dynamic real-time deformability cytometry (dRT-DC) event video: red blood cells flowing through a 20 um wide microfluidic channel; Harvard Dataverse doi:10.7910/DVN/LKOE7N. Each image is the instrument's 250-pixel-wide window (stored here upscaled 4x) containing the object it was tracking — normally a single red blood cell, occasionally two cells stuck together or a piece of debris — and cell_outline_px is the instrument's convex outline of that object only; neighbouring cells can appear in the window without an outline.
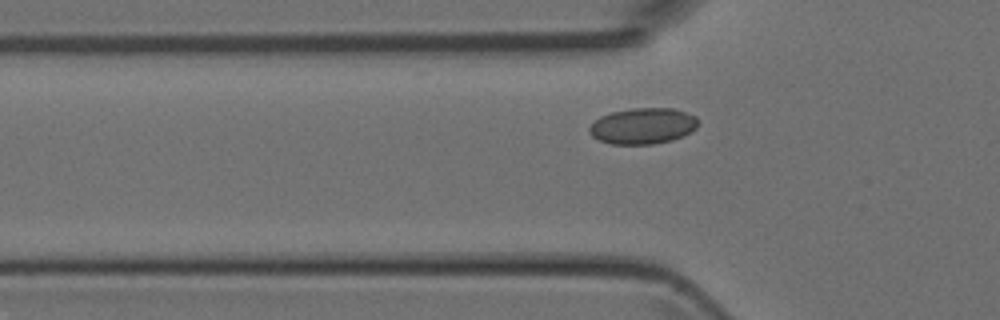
{"species": "Egyptian fruit bat (a non-hibernating species)", "species_latin": "Rousettus aegyptiacus", "temperature_condition": "room temperature", "stored_images_in_passage": 26, "camera_frame_rate_fps": 3000, "um_per_image_px": 0.085, "animal": {"sex": "female"}, "frame": {"image": 1, "passage_image": 2, "time_ms": 0.333, "image_size_px": [1000, 320], "cell_outline_px": [[700, 120], [696, 128], [684, 136], [672, 140], [652, 144], [612, 144], [600, 140], [592, 136], [588, 132], [588, 128], [600, 116], [612, 112], [632, 108], [672, 108], [696, 116]], "centroid_in_image_um": [54.66, 10.7], "position_along_channel_um": 71.1, "area_um2": 22.89}}
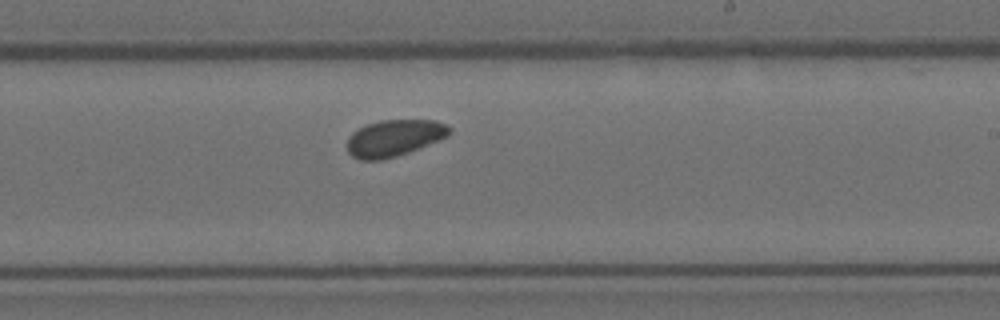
{"frame": {"image": 2, "passage_image": 15, "time_ms": 4.667, "image_size_px": [1000, 320], "cell_outline_px": [[452, 132], [448, 136], [408, 152], [396, 156], [380, 160], [360, 160], [352, 156], [348, 152], [348, 136], [352, 132], [368, 124], [380, 120], [436, 120], [448, 124], [452, 128]], "centroid_in_image_um": [33.53, 11.72], "position_along_channel_um": 255.5, "area_um2": 21.79}}
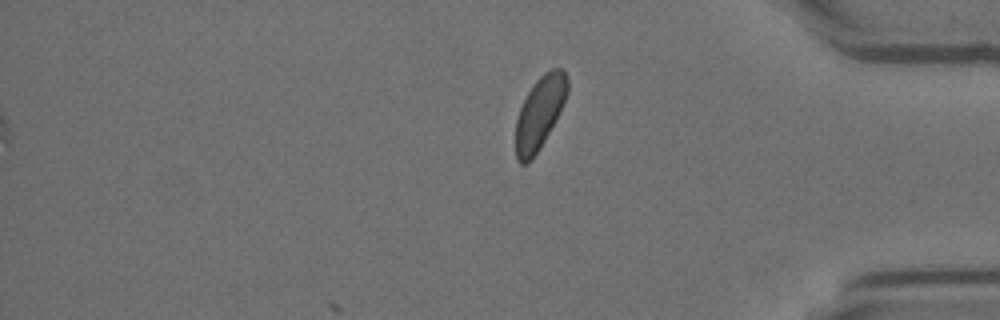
{"frame": {"image": 3, "passage_image": 26, "time_ms": 8.333, "image_size_px": [1000, 320], "cell_outline_px": [[568, 92], [556, 120], [540, 148], [532, 160], [528, 164], [520, 164], [516, 160], [516, 120], [520, 108], [532, 84], [544, 72], [552, 68], [564, 68], [568, 80]], "centroid_in_image_um": [45.87, 9.59], "position_along_channel_um": 389.3, "area_um2": 21.96}}